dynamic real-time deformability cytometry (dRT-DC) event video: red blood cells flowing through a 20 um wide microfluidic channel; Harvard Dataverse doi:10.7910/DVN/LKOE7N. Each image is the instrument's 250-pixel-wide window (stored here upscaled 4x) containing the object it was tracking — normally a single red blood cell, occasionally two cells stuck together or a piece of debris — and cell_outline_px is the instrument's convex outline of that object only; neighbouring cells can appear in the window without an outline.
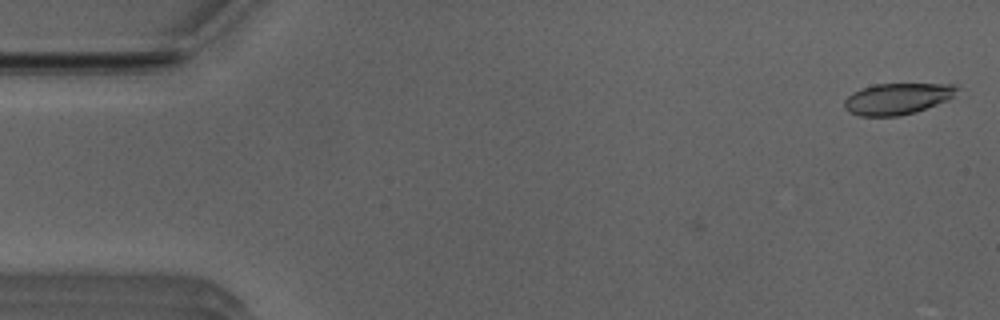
{"species": "Egyptian fruit bat (a non-hibernating species)", "species_latin": "Rousettus aegyptiacus", "temperature_condition": "room temperature", "stored_images_in_passage": 7, "camera_frame_rate_fps": 3000, "um_per_image_px": 0.085, "animal": {"sex": "male"}, "frame": {"image": 1, "passage_image": 2, "time_ms": 0.333, "image_size_px": [1000, 320], "cell_outline_px": [[960, 88], [948, 100], [916, 112], [900, 116], [860, 116], [848, 112], [844, 108], [844, 100], [852, 92], [860, 88], [876, 84], [952, 84]], "centroid_in_image_um": [76.24, 8.4], "position_along_channel_um": 8.8, "area_um2": 20.63}}